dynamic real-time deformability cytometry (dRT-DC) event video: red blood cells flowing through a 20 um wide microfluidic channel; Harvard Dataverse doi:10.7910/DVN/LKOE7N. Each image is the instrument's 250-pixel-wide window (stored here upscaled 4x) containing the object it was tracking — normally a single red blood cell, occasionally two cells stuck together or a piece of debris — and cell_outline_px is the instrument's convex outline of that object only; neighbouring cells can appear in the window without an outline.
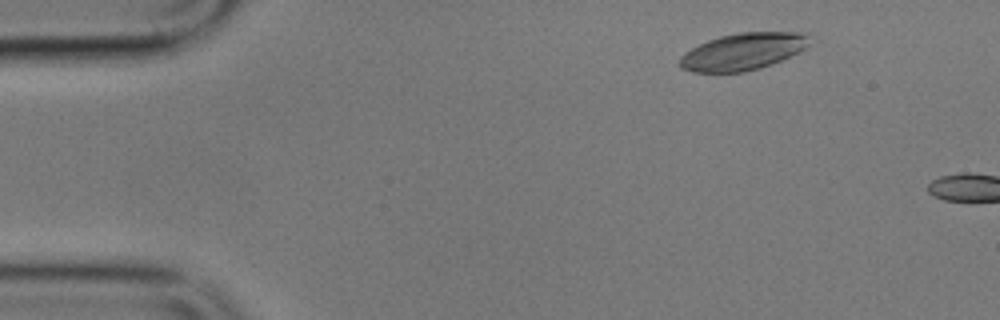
{"species": "common noctule bat (a hibernating species)", "species_latin": "Nyctalus noctula", "temperature_condition": "cold", "stored_images_in_passage": 3, "camera_frame_rate_fps": 3000, "um_per_image_px": 0.085, "animal": {"sex": "male", "body_mass_g": 17.9}, "frame": {"image": 1, "passage_image": 2, "time_ms": 1.0, "image_size_px": [1000, 320], "cell_outline_px": [[816, 40], [812, 44], [800, 52], [772, 64], [760, 68], [744, 72], [692, 72], [680, 68], [680, 56], [684, 52], [708, 40], [720, 36], [740, 32], [812, 32]], "centroid_in_image_um": [63.27, 4.36], "position_along_channel_um": 21.7, "area_um2": 28.61}}